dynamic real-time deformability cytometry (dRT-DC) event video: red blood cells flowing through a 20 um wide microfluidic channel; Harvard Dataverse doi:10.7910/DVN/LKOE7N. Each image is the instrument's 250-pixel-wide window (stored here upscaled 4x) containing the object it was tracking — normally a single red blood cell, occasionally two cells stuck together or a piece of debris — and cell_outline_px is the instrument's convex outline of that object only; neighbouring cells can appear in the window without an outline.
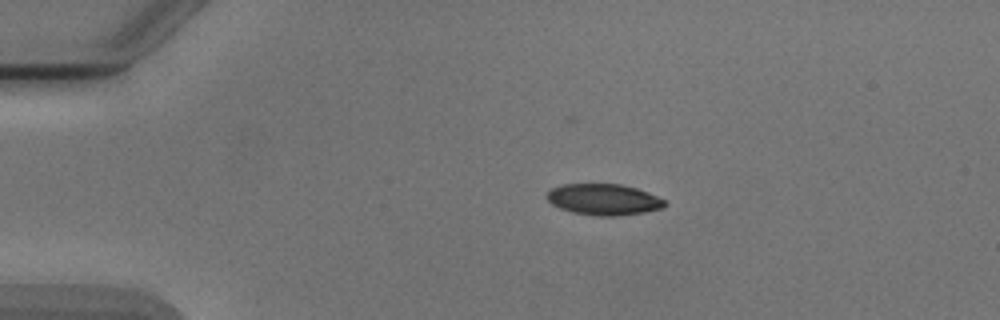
{"species": "Egyptian fruit bat (a non-hibernating species)", "species_latin": "Rousettus aegyptiacus", "temperature_condition": "cold", "stored_images_in_passage": 43, "camera_frame_rate_fps": 3000, "um_per_image_px": 0.085, "animal": {"sex": "male"}, "frame": {"image": 1, "passage_image": 1, "time_ms": 0.0, "image_size_px": [1000, 320], "cell_outline_px": [[664, 208], [644, 212], [616, 216], [596, 216], [572, 212], [560, 208], [552, 204], [548, 200], [548, 192], [552, 188], [564, 184], [620, 184], [636, 188], [648, 192], [664, 200]], "centroid_in_image_um": [51.31, 16.96], "position_along_channel_um": 33.7, "area_um2": 21.21}}
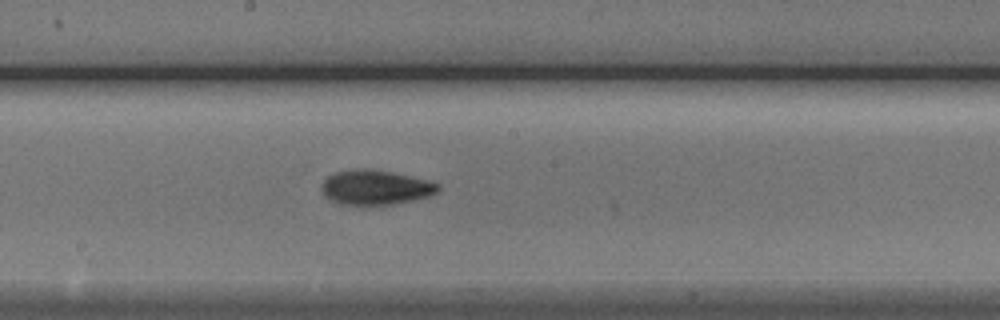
{"frame": {"image": 2, "passage_image": 19, "time_ms": 6.0, "image_size_px": [1000, 320], "cell_outline_px": [[440, 188], [436, 192], [428, 196], [412, 200], [392, 204], [368, 208], [340, 204], [332, 200], [324, 192], [324, 180], [328, 176], [336, 172], [352, 168], [372, 168], [392, 172], [440, 184]], "centroid_in_image_um": [31.9, 15.95], "position_along_channel_um": 216.3, "area_um2": 23.76}}
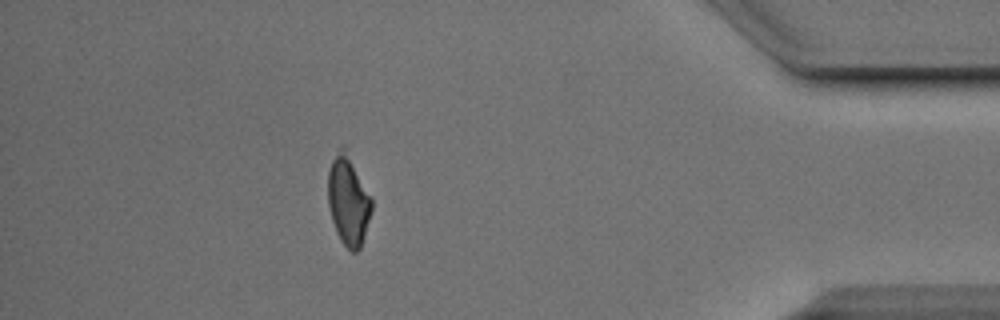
{"frame": {"image": 3, "passage_image": 37, "time_ms": 12.0, "image_size_px": [1000, 320], "cell_outline_px": [[372, 208], [364, 236], [360, 248], [356, 252], [352, 252], [340, 240], [336, 232], [332, 220], [328, 204], [328, 172], [332, 160], [340, 148], [344, 148], [372, 200]], "centroid_in_image_um": [29.58, 17.12], "position_along_channel_um": 405.6, "area_um2": 21.96}, "authors_computed_cell_mechanics": {"area_um2": 22.6576, "velocity_mm_per_s": 3.9013, "shape_relaxation_time_tau1_ms": 2.9249, "shape_relaxation_time_tau2_ms": 3.34, "deformation_change_tau1": 0.1107, "deformation_change_tau2": 0.0823}}